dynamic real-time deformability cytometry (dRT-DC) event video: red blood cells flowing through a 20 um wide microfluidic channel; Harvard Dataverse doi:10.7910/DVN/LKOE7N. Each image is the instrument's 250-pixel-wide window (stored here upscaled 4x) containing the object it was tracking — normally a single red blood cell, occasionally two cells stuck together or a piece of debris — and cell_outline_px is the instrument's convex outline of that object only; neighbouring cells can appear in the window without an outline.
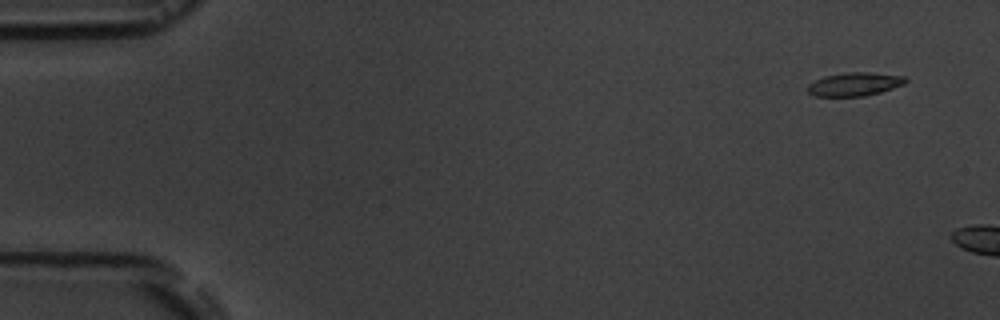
{"species": "common noctule bat (a hibernating species)", "species_latin": "Nyctalus noctula", "temperature_condition": "room temperature", "stored_images_in_passage": 9, "camera_frame_rate_fps": 3000, "um_per_image_px": 0.085, "animal": {"sex": "male", "body_mass_g": 19.5, "forearm_length_mm": 54.6}, "frame": {"image": 1, "passage_image": 1, "time_ms": 0.0, "image_size_px": [1000, 320], "cell_outline_px": [[908, 80], [904, 84], [880, 92], [864, 96], [816, 96], [808, 92], [808, 84], [824, 76], [848, 72], [868, 72], [904, 76]], "centroid_in_image_um": [72.64, 7.15], "position_along_channel_um": 12.4, "area_um2": 13.24}}
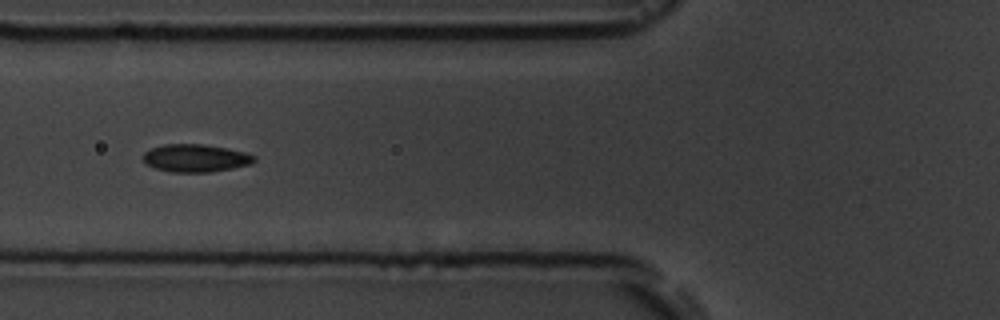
{"frame": {"image": 2, "passage_image": 6, "time_ms": 8.333, "image_size_px": [1000, 320], "cell_outline_px": [[256, 160], [252, 164], [212, 172], [172, 172], [156, 168], [144, 164], [144, 152], [152, 148], [164, 144], [204, 144], [244, 152], [256, 156]], "centroid_in_image_um": [16.63, 13.44], "position_along_channel_um": 109.2, "area_um2": 17.92}}
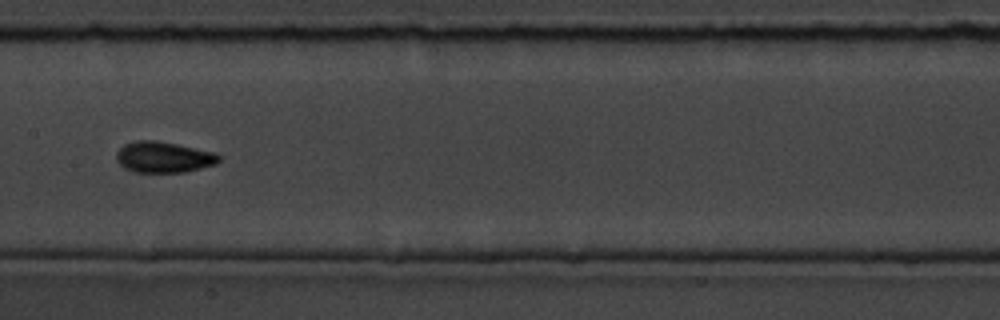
{"frame": {"image": 3, "passage_image": 8, "time_ms": 10.667, "image_size_px": [1000, 320], "cell_outline_px": [[220, 160], [216, 164], [184, 172], [132, 172], [124, 168], [116, 160], [116, 152], [124, 144], [136, 140], [156, 140], [216, 152], [220, 156]], "centroid_in_image_um": [13.89, 13.35], "position_along_channel_um": 193.5, "area_um2": 18.61}}